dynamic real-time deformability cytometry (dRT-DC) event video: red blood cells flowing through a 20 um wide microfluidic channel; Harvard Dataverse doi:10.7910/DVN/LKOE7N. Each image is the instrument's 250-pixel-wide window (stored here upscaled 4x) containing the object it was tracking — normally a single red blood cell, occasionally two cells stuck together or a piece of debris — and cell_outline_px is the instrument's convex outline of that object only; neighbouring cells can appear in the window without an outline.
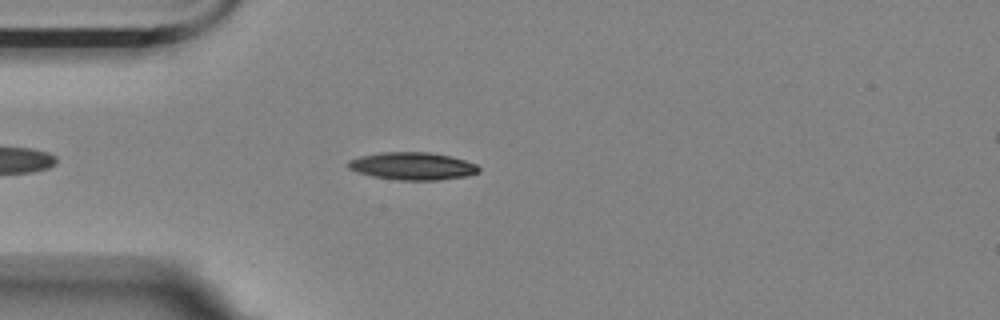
{"species": "Egyptian fruit bat (a non-hibernating species)", "species_latin": "Rousettus aegyptiacus", "temperature_condition": "room temperature", "stored_images_in_passage": 45, "camera_frame_rate_fps": 3000, "um_per_image_px": 0.085, "animal": {"sex": "female"}, "frame": {"image": 1, "passage_image": 7, "time_ms": 2.0, "image_size_px": [1000, 320], "cell_outline_px": [[480, 172], [468, 176], [436, 180], [400, 180], [372, 176], [348, 168], [348, 160], [360, 156], [380, 152], [428, 152], [448, 156], [464, 160], [476, 164], [480, 168]], "centroid_in_image_um": [35.08, 14.11], "position_along_channel_um": 49.9, "area_um2": 20.87}}
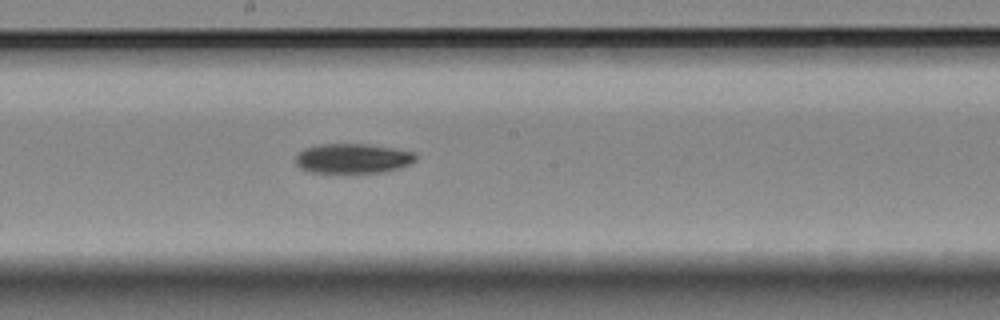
{"frame": {"image": 2, "passage_image": 22, "time_ms": 7.0, "image_size_px": [1000, 320], "cell_outline_px": [[416, 160], [400, 168], [380, 172], [308, 172], [300, 168], [296, 164], [296, 156], [304, 148], [320, 144], [368, 144], [392, 148], [412, 152], [416, 156]], "centroid_in_image_um": [29.95, 13.46], "position_along_channel_um": 218.2, "area_um2": 20.58}}
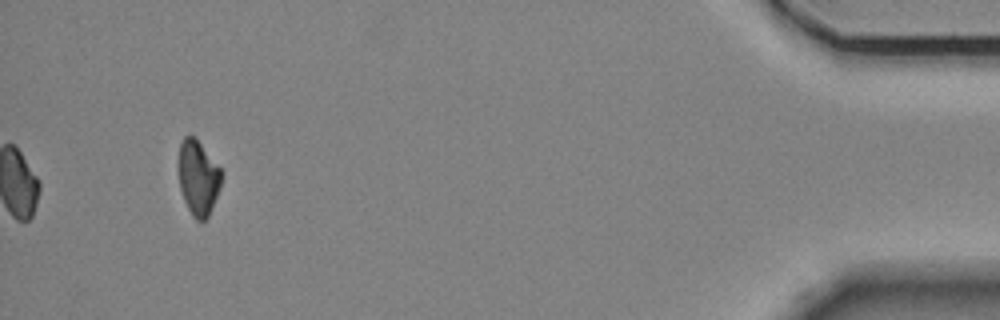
{"frame": {"image": 3, "passage_image": 45, "time_ms": 14.667, "image_size_px": [1000, 320], "cell_outline_px": [[220, 188], [212, 208], [208, 216], [204, 220], [196, 220], [192, 216], [184, 200], [180, 188], [180, 144], [184, 136], [196, 136], [220, 168]], "centroid_in_image_um": [16.85, 15.1], "position_along_channel_um": 418.3, "area_um2": 18.32}, "authors_computed_cell_mechanics": {"area_um2": 20.4612, "velocity_mm_per_s": 3.5512, "shape_relaxation_time_tau1_ms": 7.2627, "shape_relaxation_time_tau2_ms": null, "deformation_change_tau1": 0.1487, "deformation_change_tau2": null}}